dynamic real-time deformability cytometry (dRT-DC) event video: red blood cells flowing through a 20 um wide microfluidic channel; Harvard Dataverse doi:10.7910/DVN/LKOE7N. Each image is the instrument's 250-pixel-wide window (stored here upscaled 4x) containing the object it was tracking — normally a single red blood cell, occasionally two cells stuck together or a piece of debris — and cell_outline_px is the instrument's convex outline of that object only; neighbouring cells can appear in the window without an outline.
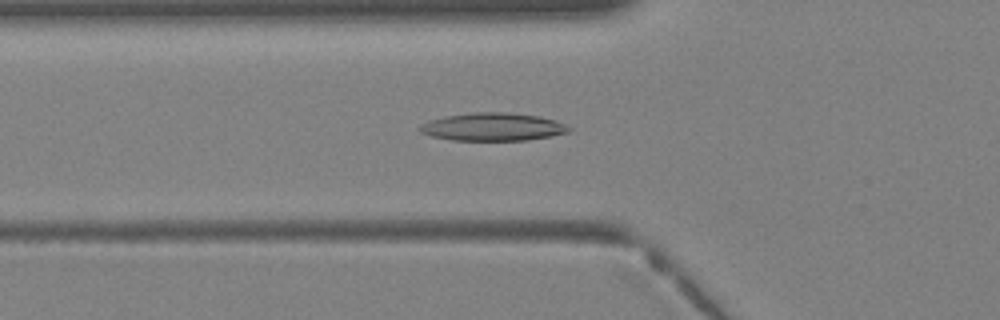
{"species": "Egyptian fruit bat (a non-hibernating species)", "species_latin": "Rousettus aegyptiacus", "temperature_condition": "warm", "stored_images_in_passage": 32, "camera_frame_rate_fps": 3000, "um_per_image_px": 0.085, "animal": {"sex": "female"}, "frame": {"image": 1, "passage_image": 7, "time_ms": 2.0, "image_size_px": [1000, 320], "cell_outline_px": [[572, 128], [568, 132], [548, 136], [524, 140], [452, 140], [432, 136], [420, 132], [416, 128], [420, 124], [428, 120], [444, 116], [472, 112], [508, 112], [536, 116], [556, 120]], "centroid_in_image_um": [41.82, 10.77], "position_along_channel_um": 84.0, "area_um2": 24.22}}
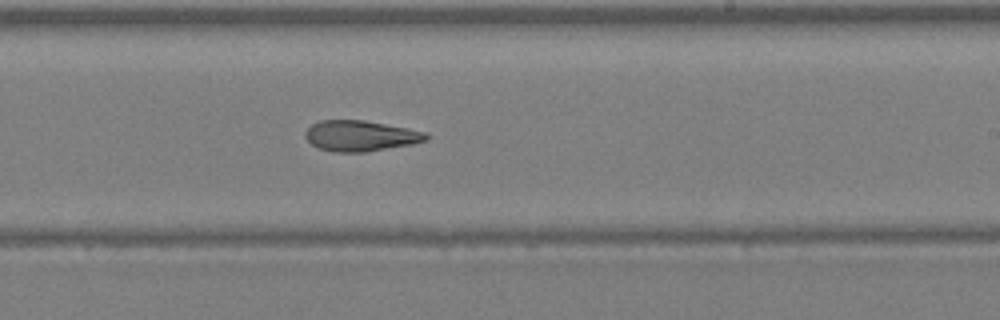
{"frame": {"image": 2, "passage_image": 17, "time_ms": 5.333, "image_size_px": [1000, 320], "cell_outline_px": [[432, 136], [428, 140], [412, 144], [364, 152], [332, 152], [320, 148], [312, 144], [304, 136], [304, 132], [312, 124], [320, 120], [364, 120], [408, 128], [424, 132]], "centroid_in_image_um": [30.65, 11.54], "position_along_channel_um": 258.3, "area_um2": 21.62}}
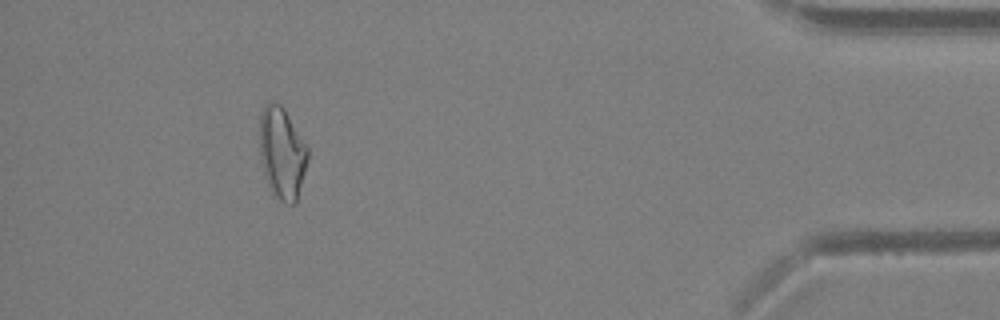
{"frame": {"image": 3, "passage_image": 29, "time_ms": 9.333, "image_size_px": [1000, 320], "cell_outline_px": [[308, 160], [296, 204], [284, 204], [272, 192], [264, 176], [260, 156], [260, 112], [268, 100], [272, 100], [280, 104], [284, 108], [308, 148]], "centroid_in_image_um": [23.96, 13.0], "position_along_channel_um": 411.2, "area_um2": 25.89}}